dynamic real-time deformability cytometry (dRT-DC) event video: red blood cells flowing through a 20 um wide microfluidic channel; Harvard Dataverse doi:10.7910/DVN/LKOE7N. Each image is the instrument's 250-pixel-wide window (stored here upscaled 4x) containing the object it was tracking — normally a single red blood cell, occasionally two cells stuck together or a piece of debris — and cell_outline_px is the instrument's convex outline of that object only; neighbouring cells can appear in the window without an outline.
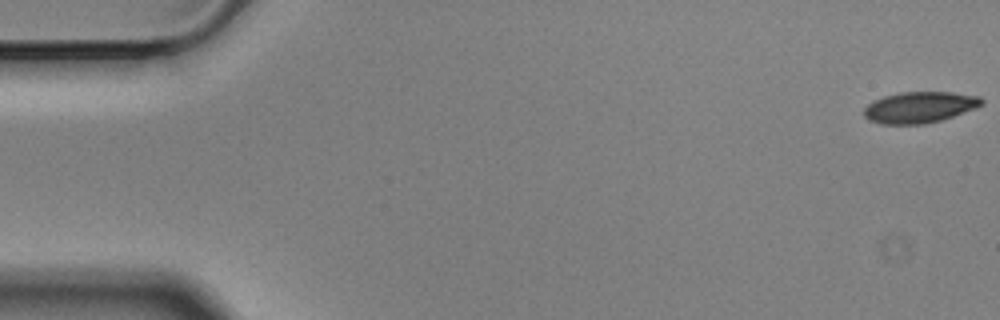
{"species": "Egyptian fruit bat (a non-hibernating species)", "species_latin": "Rousettus aegyptiacus", "temperature_condition": "cold", "stored_images_in_passage": 16, "camera_frame_rate_fps": 3000, "um_per_image_px": 0.085, "animal": {"sex": "male"}, "frame": {"image": 1, "passage_image": 1, "time_ms": 0.0, "image_size_px": [1000, 320], "cell_outline_px": [[984, 104], [976, 108], [940, 120], [924, 124], [880, 124], [868, 120], [864, 116], [864, 108], [872, 100], [884, 96], [900, 92], [952, 92], [980, 96], [984, 100]], "centroid_in_image_um": [78.16, 9.11], "position_along_channel_um": 6.8, "area_um2": 21.5}}
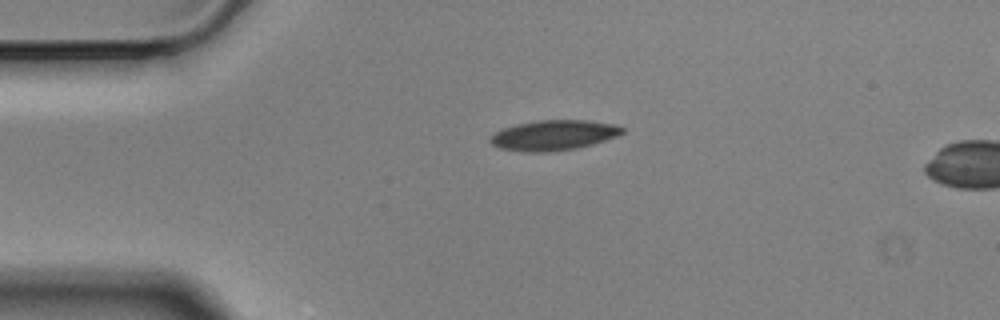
{"frame": {"image": 2, "passage_image": 13, "time_ms": 4.0, "image_size_px": [1000, 320], "cell_outline_px": [[624, 132], [616, 136], [592, 144], [576, 148], [548, 152], [528, 152], [500, 148], [492, 144], [488, 140], [496, 132], [504, 128], [516, 124], [540, 120], [588, 120], [616, 124], [624, 128]], "centroid_in_image_um": [47.07, 11.49], "position_along_channel_um": 37.9, "area_um2": 23.06}}